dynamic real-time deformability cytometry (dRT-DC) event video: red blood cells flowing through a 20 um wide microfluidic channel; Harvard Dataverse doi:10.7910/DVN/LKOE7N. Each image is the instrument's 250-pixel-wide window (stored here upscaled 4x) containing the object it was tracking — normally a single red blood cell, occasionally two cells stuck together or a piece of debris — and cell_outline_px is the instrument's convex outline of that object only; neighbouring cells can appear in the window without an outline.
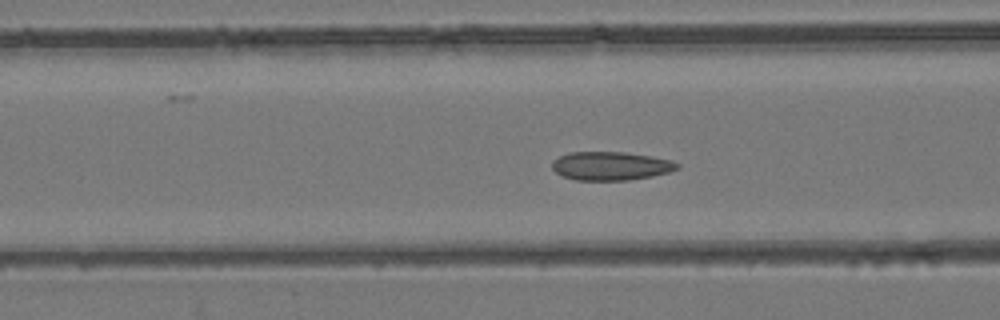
{"species": "common noctule bat (a hibernating species)", "species_latin": "Nyctalus noctula", "temperature_condition": "room temperature", "stored_images_in_passage": 52, "camera_frame_rate_fps": 3000, "um_per_image_px": 0.085, "animal": {"sex": "female", "body_mass_g": 24.6, "forearm_length_mm": 56.2}, "frame": {"image": 1, "passage_image": 19, "time_ms": 6.0, "image_size_px": [1000, 320], "cell_outline_px": [[680, 168], [668, 172], [652, 176], [628, 180], [576, 180], [564, 176], [556, 172], [552, 168], [552, 164], [560, 156], [568, 152], [624, 152], [652, 156], [672, 160], [680, 164]], "centroid_in_image_um": [51.96, 14.1], "position_along_channel_um": 114.6, "area_um2": 20.75}}
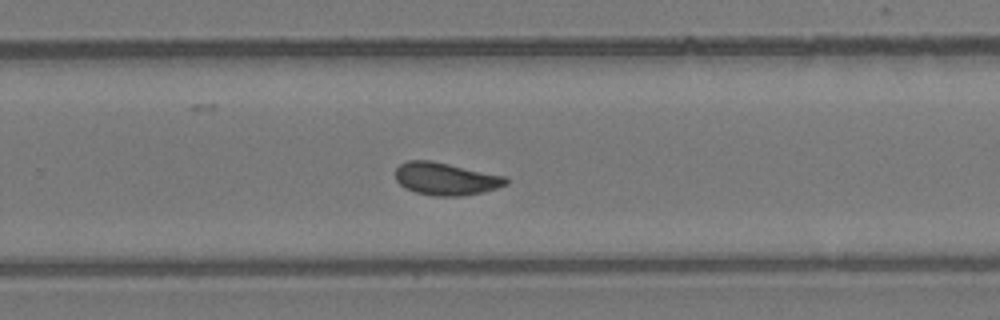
{"frame": {"image": 2, "passage_image": 33, "time_ms": 10.667, "image_size_px": [1000, 320], "cell_outline_px": [[508, 184], [496, 188], [480, 192], [460, 196], [436, 196], [416, 192], [404, 188], [396, 180], [396, 168], [400, 164], [408, 160], [428, 160], [508, 176]], "centroid_in_image_um": [37.89, 15.2], "position_along_channel_um": 291.9, "area_um2": 20.87}}
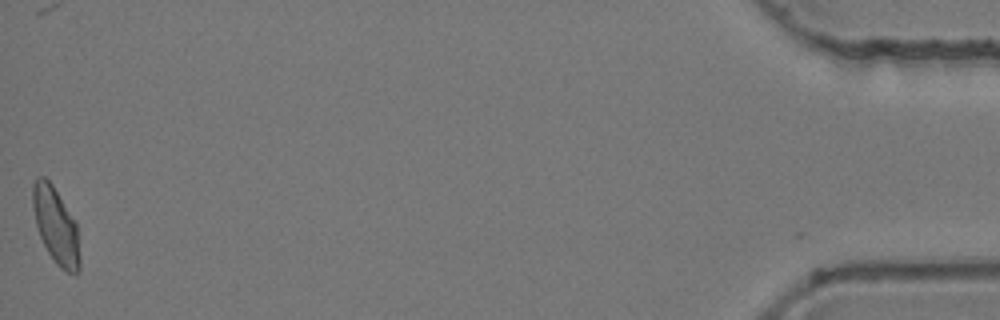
{"frame": {"image": 3, "passage_image": 52, "time_ms": 17.0, "image_size_px": [1000, 320], "cell_outline_px": [[80, 272], [76, 276], [60, 268], [56, 264], [48, 252], [40, 236], [36, 224], [32, 208], [32, 184], [36, 176], [44, 176], [52, 184], [76, 220], [80, 256]], "centroid_in_image_um": [4.76, 19.19], "position_along_channel_um": 430.4, "area_um2": 21.27}, "authors_computed_cell_mechanics": {"area_um2": 20.6924, "velocity_mm_per_s": 3.801, "shape_relaxation_time_tau1_ms": null, "shape_relaxation_time_tau2_ms": 1.1698, "deformation_change_tau1": null, "deformation_change_tau2": 0.0537}}